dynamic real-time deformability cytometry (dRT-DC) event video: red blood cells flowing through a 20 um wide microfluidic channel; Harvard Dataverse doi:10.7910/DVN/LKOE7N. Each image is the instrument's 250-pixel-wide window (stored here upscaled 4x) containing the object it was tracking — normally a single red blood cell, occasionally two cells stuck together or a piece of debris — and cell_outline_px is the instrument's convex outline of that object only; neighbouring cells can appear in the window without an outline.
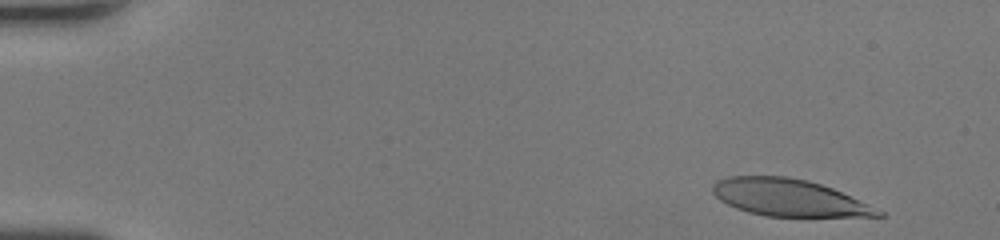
{"species": "human", "species_latin": "Homo sapiens", "temperature_condition": "room temperature", "stored_images_in_passage": 49, "camera_frame_rate_fps": 3000, "um_per_image_px": 0.085, "donor": {"sex": "female"}, "frame": {"image": 1, "passage_image": 3, "time_ms": 0.667, "image_size_px": [1000, 240], "cell_outline_px": [[884, 216], [764, 216], [748, 212], [736, 208], [720, 200], [712, 192], [712, 184], [716, 180], [728, 176], [788, 176], [808, 180], [832, 188], [868, 204], [884, 212]], "centroid_in_image_um": [67.0, 16.79], "position_along_channel_um": 18.0, "area_um2": 35.49}}
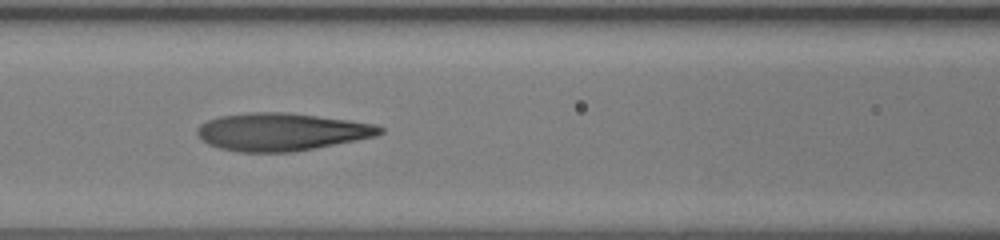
{"frame": {"image": 2, "passage_image": 22, "time_ms": 7.0, "image_size_px": [1000, 240], "cell_outline_px": [[384, 132], [376, 136], [316, 148], [292, 152], [240, 152], [220, 148], [208, 144], [196, 132], [196, 128], [200, 124], [208, 120], [220, 116], [252, 112], [288, 112], [348, 120], [376, 124], [384, 128]], "centroid_in_image_um": [23.94, 11.2], "position_along_channel_um": 142.7, "area_um2": 40.06}}
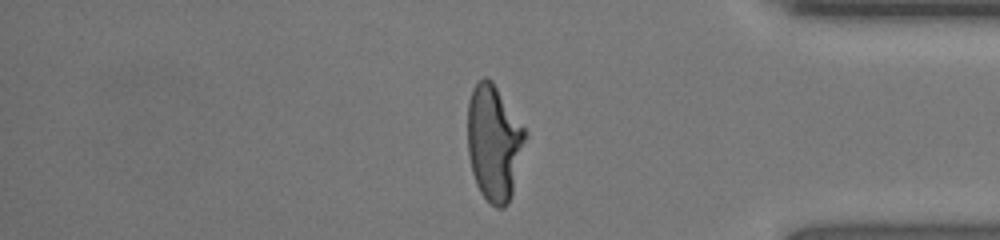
{"frame": {"image": 3, "passage_image": 41, "time_ms": 13.333, "image_size_px": [1000, 240], "cell_outline_px": [[528, 136], [512, 192], [508, 204], [504, 208], [496, 208], [480, 192], [476, 184], [472, 172], [468, 156], [468, 100], [472, 88], [484, 76], [492, 80], [528, 132]], "centroid_in_image_um": [42.0, 12.11], "position_along_channel_um": 393.2, "area_um2": 39.19}, "authors_computed_cell_mechanics": {"area_um2": 38.6104, "velocity_mm_per_s": 4.2724, "shape_relaxation_time_tau1_ms": 10.242, "shape_relaxation_time_tau2_ms": 0.9676, "deformation_change_tau1": 0.4203, "deformation_change_tau2": 0.0916}}